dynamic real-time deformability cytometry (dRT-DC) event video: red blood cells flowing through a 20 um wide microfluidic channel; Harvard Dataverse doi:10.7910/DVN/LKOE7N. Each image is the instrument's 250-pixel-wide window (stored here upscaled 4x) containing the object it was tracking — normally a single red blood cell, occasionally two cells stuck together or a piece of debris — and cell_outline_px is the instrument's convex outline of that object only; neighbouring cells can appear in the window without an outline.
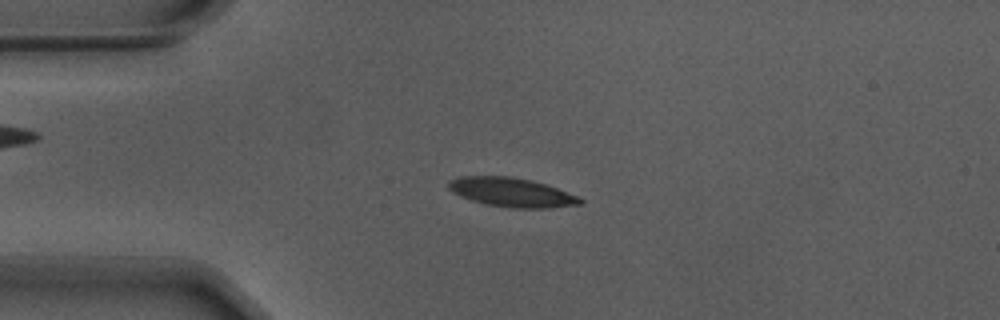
{"species": "Egyptian fruit bat (a non-hibernating species)", "species_latin": "Rousettus aegyptiacus", "temperature_condition": "warm", "stored_images_in_passage": 55, "camera_frame_rate_fps": 3000, "um_per_image_px": 0.085, "animal": {"sex": "male"}, "frame": {"image": 1, "passage_image": 13, "time_ms": 4.0, "image_size_px": [1000, 320], "cell_outline_px": [[584, 204], [552, 208], [512, 208], [484, 204], [460, 196], [452, 192], [448, 188], [448, 180], [460, 176], [508, 176], [532, 180], [556, 188], [576, 196], [584, 200]], "centroid_in_image_um": [43.47, 16.35], "position_along_channel_um": 41.5, "area_um2": 22.37}}
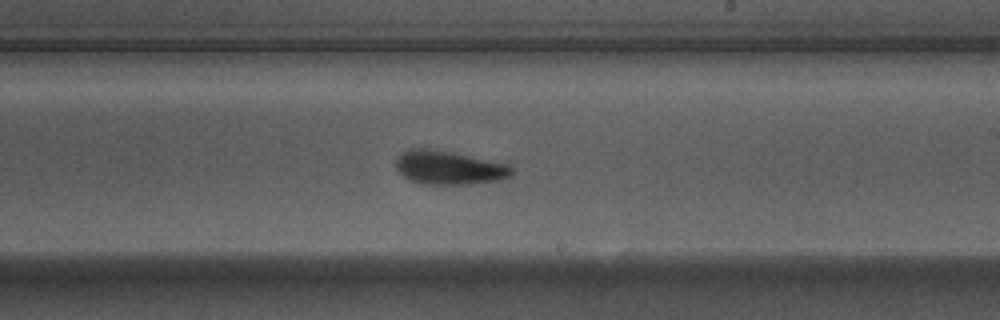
{"frame": {"image": 2, "passage_image": 32, "time_ms": 10.333, "image_size_px": [1000, 320], "cell_outline_px": [[512, 176], [500, 180], [468, 184], [420, 184], [404, 176], [396, 168], [396, 156], [400, 152], [408, 148], [428, 148], [508, 160], [512, 168]], "centroid_in_image_um": [38.27, 14.21], "position_along_channel_um": 250.7, "area_um2": 23.81}}
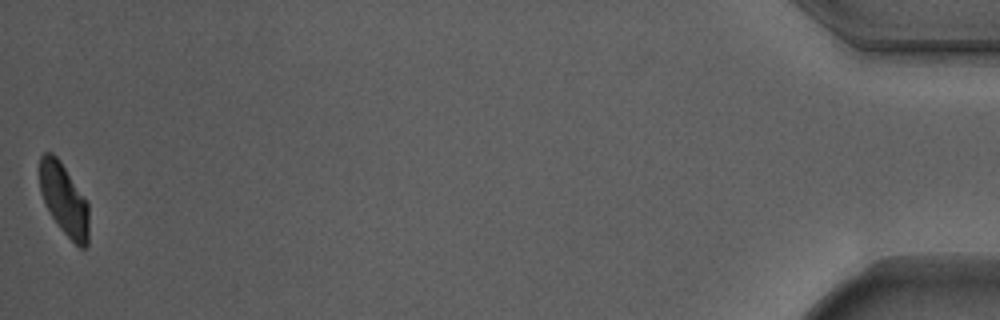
{"frame": {"image": 3, "passage_image": 55, "time_ms": 18.0, "image_size_px": [1000, 320], "cell_outline_px": [[88, 244], [84, 248], [80, 248], [60, 228], [52, 216], [40, 192], [40, 156], [44, 152], [52, 152], [60, 160], [88, 200]], "centroid_in_image_um": [5.46, 16.92], "position_along_channel_um": 429.7, "area_um2": 20.52}, "authors_computed_cell_mechanics": {"area_um2": 22.1952, "velocity_mm_per_s": 3.6779, "shape_relaxation_time_tau1_ms": 3.0913, "shape_relaxation_time_tau2_ms": 2.4993, "deformation_change_tau1": 0.1273, "deformation_change_tau2": 0.0899}}